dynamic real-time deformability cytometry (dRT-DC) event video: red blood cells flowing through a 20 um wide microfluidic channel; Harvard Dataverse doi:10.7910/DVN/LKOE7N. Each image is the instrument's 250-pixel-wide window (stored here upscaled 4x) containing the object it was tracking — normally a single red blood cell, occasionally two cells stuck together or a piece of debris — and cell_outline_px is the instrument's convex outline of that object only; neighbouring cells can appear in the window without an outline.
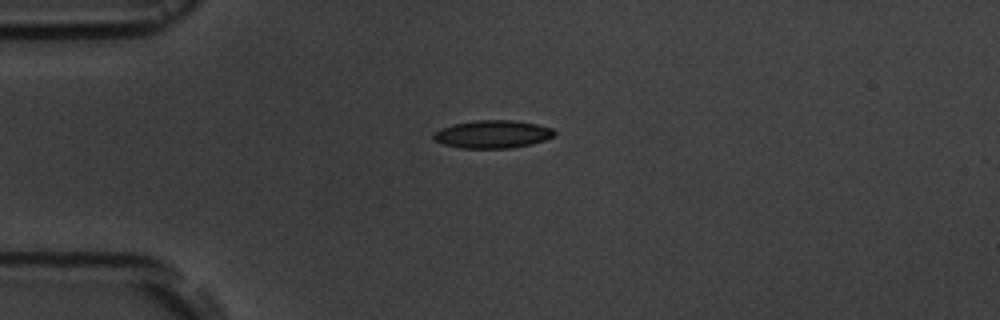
{"species": "common noctule bat (a hibernating species)", "species_latin": "Nyctalus noctula", "temperature_condition": "room temperature", "stored_images_in_passage": 3, "camera_frame_rate_fps": 3000, "um_per_image_px": 0.085, "animal": {"sex": "male", "body_mass_g": 19.5, "forearm_length_mm": 54.6}, "frame": {"image": 1, "passage_image": 1, "time_ms": 0.0, "image_size_px": [1000, 320], "cell_outline_px": [[556, 132], [552, 136], [544, 140], [532, 144], [512, 148], [460, 148], [444, 144], [436, 140], [432, 136], [440, 128], [452, 124], [476, 120], [516, 120], [536, 124], [552, 128]], "centroid_in_image_um": [41.87, 11.4], "position_along_channel_um": 43.1, "area_um2": 19.59}}
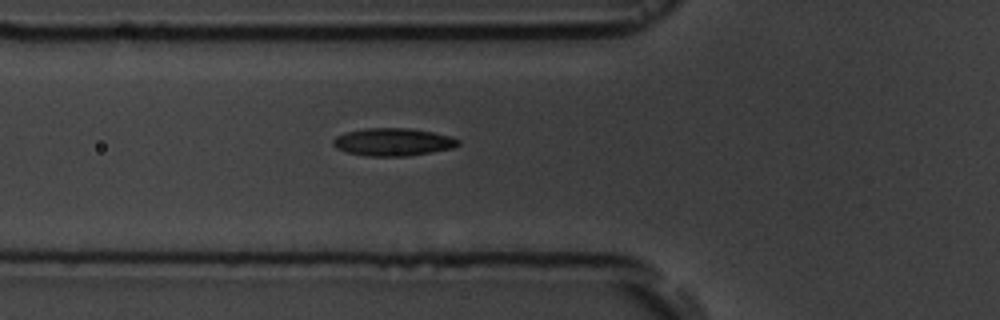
{"frame": {"image": 2, "passage_image": 3, "time_ms": 2.0, "image_size_px": [1000, 320], "cell_outline_px": [[460, 144], [452, 148], [432, 152], [408, 156], [368, 156], [348, 152], [336, 148], [332, 144], [332, 140], [336, 136], [344, 132], [364, 128], [408, 128], [432, 132], [452, 136], [460, 140]], "centroid_in_image_um": [33.4, 12.06], "position_along_channel_um": 92.4, "area_um2": 20.29}}